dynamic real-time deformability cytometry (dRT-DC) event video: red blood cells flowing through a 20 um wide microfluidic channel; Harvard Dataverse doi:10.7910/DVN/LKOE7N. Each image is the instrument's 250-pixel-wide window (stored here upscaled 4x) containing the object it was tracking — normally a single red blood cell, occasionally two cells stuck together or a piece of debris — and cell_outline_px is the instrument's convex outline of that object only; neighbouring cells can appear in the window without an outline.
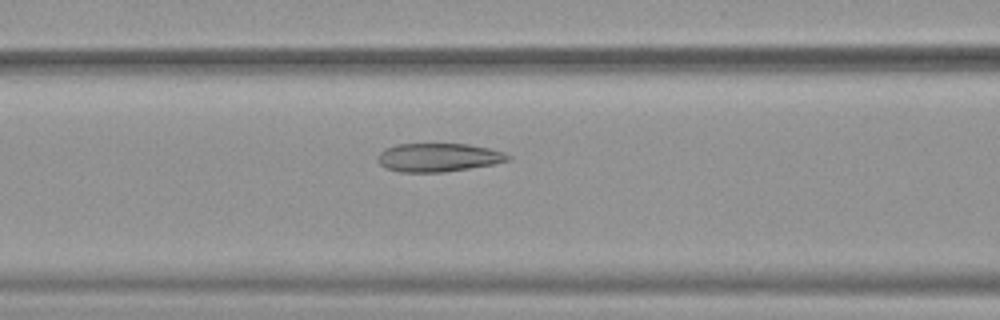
{"species": "common noctule bat (a hibernating species)", "species_latin": "Nyctalus noctula", "temperature_condition": "warm", "stored_images_in_passage": 36, "camera_frame_rate_fps": 3000, "um_per_image_px": 0.085, "animal": {"sex": "female", "body_mass_g": 19.9}, "frame": {"image": 1, "passage_image": 22, "time_ms": 7.0, "image_size_px": [1000, 320], "cell_outline_px": [[512, 160], [492, 164], [444, 172], [400, 172], [384, 168], [376, 160], [376, 156], [384, 148], [396, 144], [468, 144], [488, 148], [504, 152], [512, 156]], "centroid_in_image_um": [37.23, 13.38], "position_along_channel_um": 129.4, "area_um2": 21.79}}
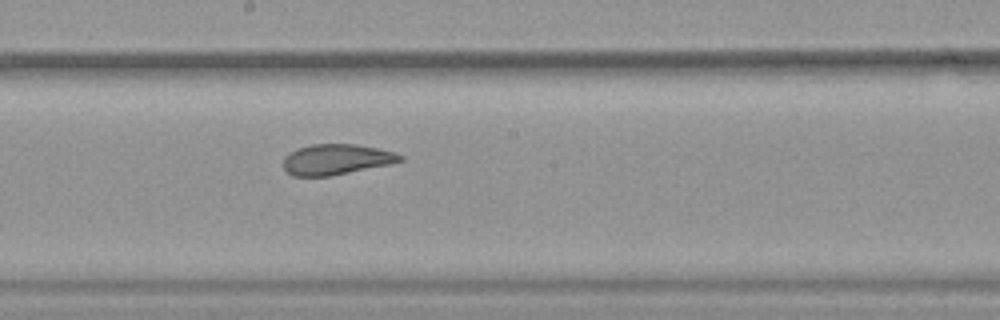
{"frame": {"image": 2, "passage_image": 29, "time_ms": 9.333, "image_size_px": [1000, 320], "cell_outline_px": [[404, 160], [392, 164], [328, 176], [292, 176], [284, 168], [284, 156], [288, 152], [296, 148], [312, 144], [356, 144], [376, 148], [392, 152], [404, 156]], "centroid_in_image_um": [28.57, 13.54], "position_along_channel_um": 219.6, "area_um2": 20.81}}
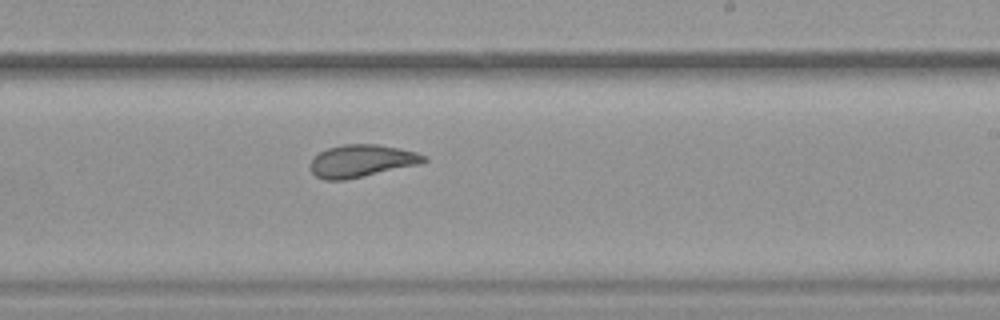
{"frame": {"image": 3, "passage_image": 32, "time_ms": 10.333, "image_size_px": [1000, 320], "cell_outline_px": [[428, 160], [420, 164], [364, 176], [344, 180], [324, 180], [316, 176], [312, 172], [308, 164], [320, 152], [328, 148], [344, 144], [376, 144], [400, 148], [416, 152], [424, 156]], "centroid_in_image_um": [30.72, 13.68], "position_along_channel_um": 258.3, "area_um2": 21.39}}